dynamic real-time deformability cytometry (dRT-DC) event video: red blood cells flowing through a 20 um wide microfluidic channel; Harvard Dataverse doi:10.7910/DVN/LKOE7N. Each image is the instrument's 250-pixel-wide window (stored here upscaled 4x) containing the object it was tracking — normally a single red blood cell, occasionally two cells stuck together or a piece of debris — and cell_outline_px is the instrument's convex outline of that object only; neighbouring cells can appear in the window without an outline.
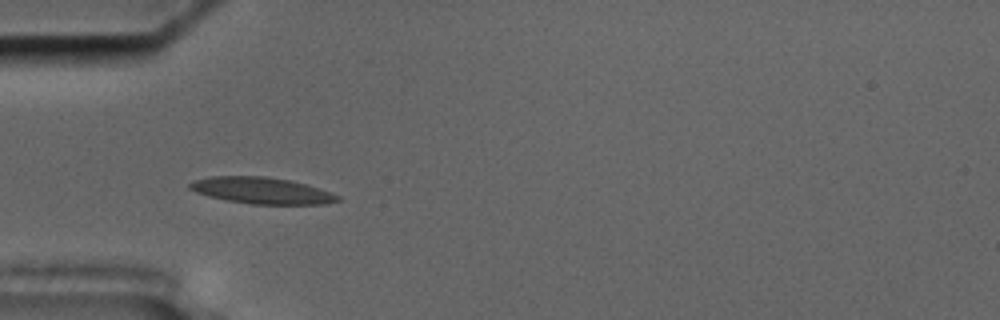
{"species": "common noctule bat (a hibernating species)", "species_latin": "Nyctalus noctula", "temperature_condition": "cold", "stored_images_in_passage": 53, "camera_frame_rate_fps": 3000, "um_per_image_px": 0.085, "animal": {"sex": "male", "body_mass_g": 17.5, "forearm_length_mm": 52.3}, "frame": {"image": 1, "passage_image": 15, "time_ms": 4.667, "image_size_px": [1000, 320], "cell_outline_px": [[340, 200], [324, 204], [252, 204], [228, 200], [208, 196], [196, 192], [188, 188], [188, 184], [192, 180], [212, 176], [264, 176], [292, 180], [340, 196]], "centroid_in_image_um": [22.19, 16.19], "position_along_channel_um": 62.8, "area_um2": 22.6}}
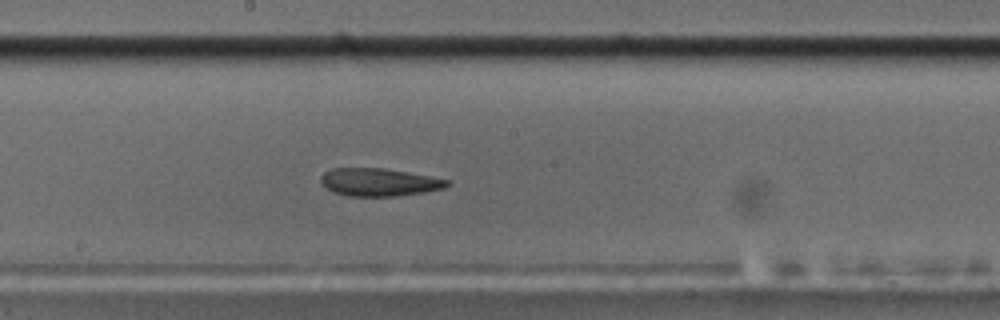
{"frame": {"image": 2, "passage_image": 28, "time_ms": 9.0, "image_size_px": [1000, 320], "cell_outline_px": [[448, 184], [444, 188], [424, 192], [396, 196], [348, 196], [336, 192], [320, 184], [320, 176], [324, 172], [332, 168], [384, 168], [428, 176], [448, 180]], "centroid_in_image_um": [32.17, 15.48], "position_along_channel_um": 216.0, "area_um2": 20.23}}
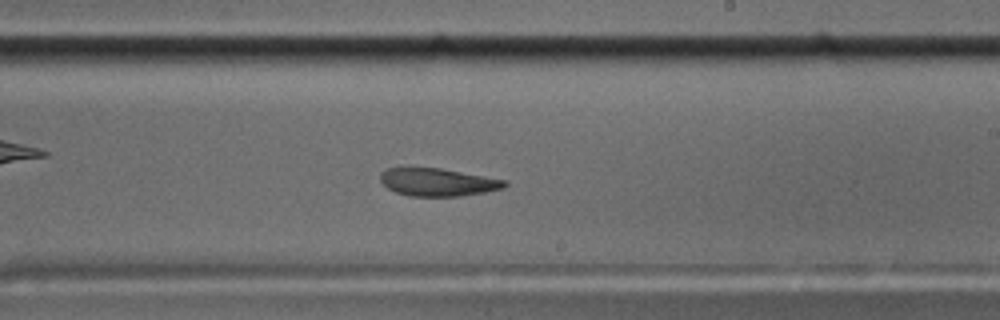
{"frame": {"image": 3, "passage_image": 31, "time_ms": 10.0, "image_size_px": [1000, 320], "cell_outline_px": [[508, 184], [504, 188], [484, 192], [460, 196], [408, 196], [396, 192], [388, 188], [380, 180], [380, 172], [388, 168], [440, 168], [508, 180]], "centroid_in_image_um": [37.23, 15.48], "position_along_channel_um": 251.8, "area_um2": 20.11}, "authors_computed_cell_mechanics": {"area_um2": 21.8484, "velocity_mm_per_s": 3.6033, "shape_relaxation_time_tau1_ms": null, "shape_relaxation_time_tau2_ms": 2.98, "deformation_change_tau1": null, "deformation_change_tau2": 0.1037}}